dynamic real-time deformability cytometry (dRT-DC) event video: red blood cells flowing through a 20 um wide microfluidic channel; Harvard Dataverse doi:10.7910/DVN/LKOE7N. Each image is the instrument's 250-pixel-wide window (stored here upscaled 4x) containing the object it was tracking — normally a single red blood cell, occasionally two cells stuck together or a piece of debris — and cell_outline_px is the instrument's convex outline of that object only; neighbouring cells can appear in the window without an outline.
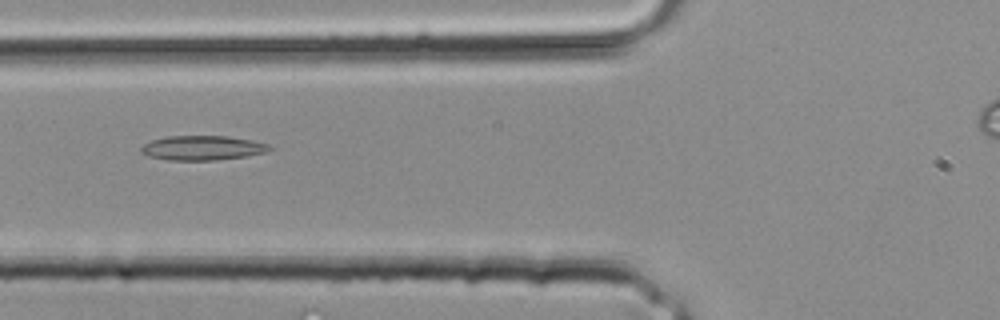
{"species": "common noctule bat (a hibernating species)", "species_latin": "Nyctalus noctula", "temperature_condition": "room temperature", "stored_images_in_passage": 24, "camera_frame_rate_fps": 3000, "um_per_image_px": 0.085, "animal": {"sex": "male", "body_mass_g": 20.4}, "frame": {"image": 1, "passage_image": 6, "time_ms": 1.667, "image_size_px": [1000, 320], "cell_outline_px": [[276, 148], [264, 152], [248, 156], [216, 160], [168, 160], [148, 156], [140, 152], [140, 148], [144, 144], [152, 140], [168, 136], [228, 136], [252, 140], [268, 144]], "centroid_in_image_um": [17.23, 12.57], "position_along_channel_um": 108.6, "area_um2": 18.44}}
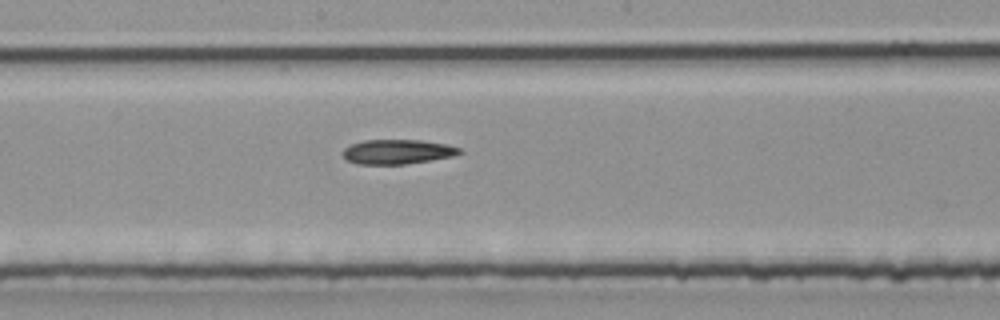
{"frame": {"image": 2, "passage_image": 11, "time_ms": 3.333, "image_size_px": [1000, 320], "cell_outline_px": [[464, 152], [452, 156], [432, 160], [404, 164], [356, 164], [348, 160], [340, 152], [344, 148], [352, 144], [364, 140], [420, 140], [448, 144], [464, 148]], "centroid_in_image_um": [33.82, 12.89], "position_along_channel_um": 214.4, "area_um2": 16.88}}
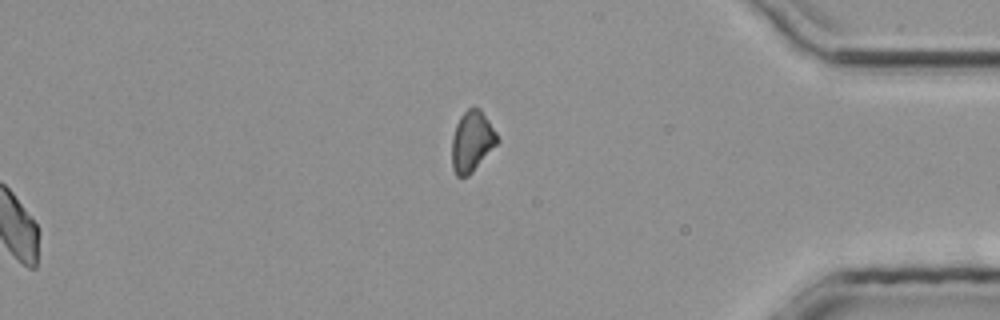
{"frame": {"image": 3, "passage_image": 21, "time_ms": 6.667, "image_size_px": [1000, 320], "cell_outline_px": [[500, 140], [472, 172], [468, 176], [456, 176], [452, 168], [452, 136], [456, 124], [460, 116], [472, 104], [480, 108], [496, 132]], "centroid_in_image_um": [40.1, 11.98], "position_along_channel_um": 395.1, "area_um2": 16.13}}